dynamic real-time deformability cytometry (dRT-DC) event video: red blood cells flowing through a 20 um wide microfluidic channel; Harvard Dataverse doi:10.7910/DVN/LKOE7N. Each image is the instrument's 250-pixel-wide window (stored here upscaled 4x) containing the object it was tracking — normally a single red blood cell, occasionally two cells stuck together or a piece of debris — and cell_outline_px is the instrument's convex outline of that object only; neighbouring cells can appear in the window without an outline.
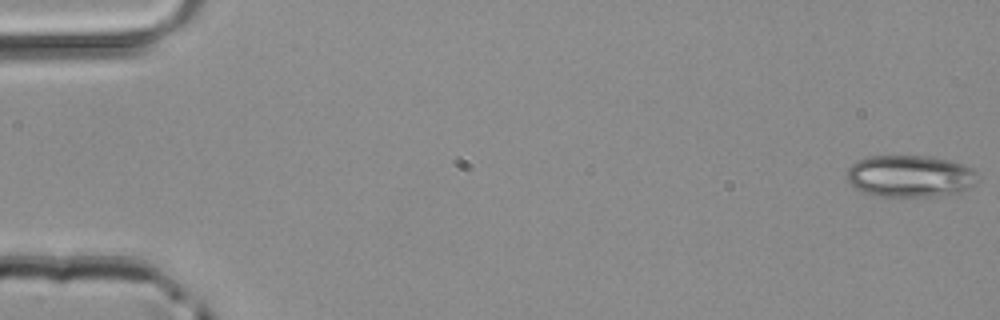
{"species": "common noctule bat (a hibernating species)", "species_latin": "Nyctalus noctula", "temperature_condition": "room temperature", "stored_images_in_passage": 16, "camera_frame_rate_fps": 3000, "um_per_image_px": 0.085, "animal": {"sex": "male", "body_mass_g": 20.4}, "frame": {"image": 1, "passage_image": 1, "time_ms": 0.0, "image_size_px": [1000, 320], "cell_outline_px": [[980, 176], [968, 188], [960, 192], [936, 196], [880, 196], [864, 192], [856, 188], [848, 180], [848, 168], [856, 160], [868, 156], [924, 156], [948, 160], [964, 164], [972, 168]], "centroid_in_image_um": [77.37, 14.96], "position_along_channel_um": 7.6, "area_um2": 31.79}}
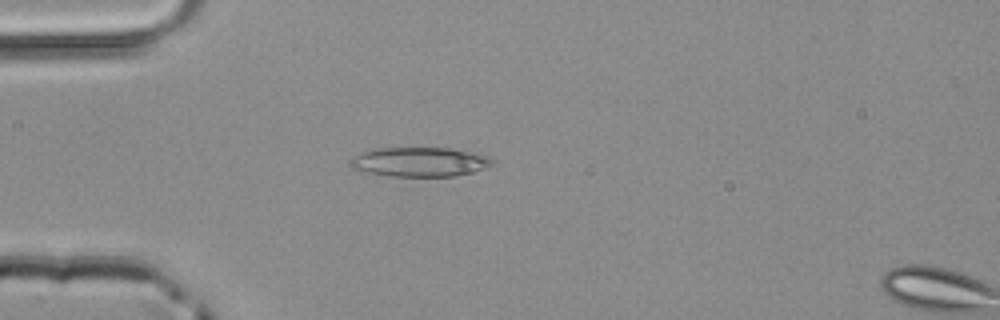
{"frame": {"image": 2, "passage_image": 14, "time_ms": 4.333, "image_size_px": [1000, 320], "cell_outline_px": [[496, 160], [492, 164], [484, 168], [472, 172], [456, 176], [388, 176], [368, 172], [352, 168], [348, 164], [348, 160], [352, 156], [376, 148], [452, 148], [476, 152], [488, 156]], "centroid_in_image_um": [35.68, 13.75], "position_along_channel_um": 49.3, "area_um2": 24.51}}